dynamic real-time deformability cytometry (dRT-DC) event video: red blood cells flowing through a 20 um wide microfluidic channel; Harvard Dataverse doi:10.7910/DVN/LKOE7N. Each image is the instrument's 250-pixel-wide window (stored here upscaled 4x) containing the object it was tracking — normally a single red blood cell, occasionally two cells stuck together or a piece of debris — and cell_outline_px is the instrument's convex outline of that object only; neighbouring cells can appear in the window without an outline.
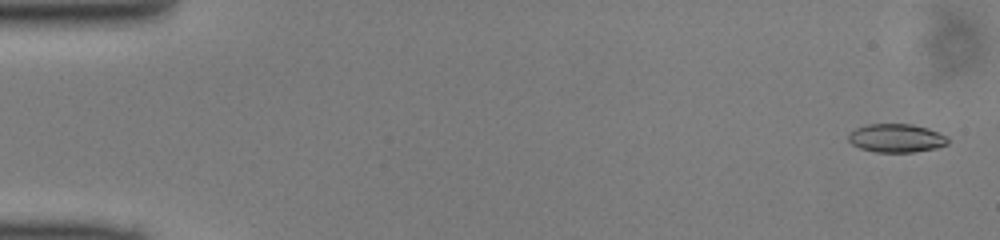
{"species": "common noctule bat (a hibernating species)", "species_latin": "Nyctalus noctula", "temperature_condition": "cold", "stored_images_in_passage": 49, "camera_frame_rate_fps": 3000, "um_per_image_px": 0.085, "animal": {"sex": "male", "body_mass_g": 13.0, "forearm_length_mm": 53.1}, "frame": {"image": 1, "passage_image": 2, "time_ms": 0.333, "image_size_px": [1000, 240], "cell_outline_px": [[948, 144], [936, 148], [912, 152], [876, 152], [860, 148], [852, 144], [848, 140], [848, 132], [856, 128], [868, 124], [912, 124], [928, 128], [948, 136]], "centroid_in_image_um": [76.18, 11.73], "position_along_channel_um": 8.8, "area_um2": 16.59}}
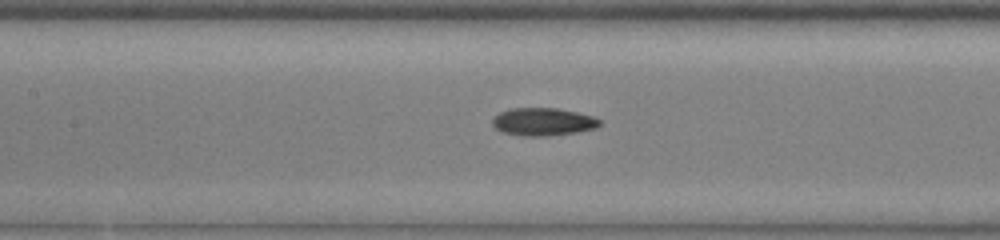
{"frame": {"image": 2, "passage_image": 23, "time_ms": 7.333, "image_size_px": [1000, 240], "cell_outline_px": [[600, 124], [596, 128], [576, 132], [544, 136], [520, 136], [504, 132], [496, 128], [492, 124], [492, 120], [500, 112], [508, 108], [556, 108], [596, 116], [600, 120]], "centroid_in_image_um": [46.17, 10.34], "position_along_channel_um": 161.2, "area_um2": 17.34}}
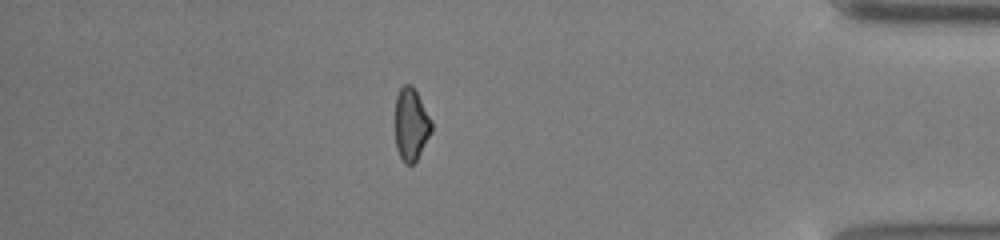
{"frame": {"image": 3, "passage_image": 43, "time_ms": 14.0, "image_size_px": [1000, 240], "cell_outline_px": [[432, 132], [416, 160], [412, 164], [404, 164], [396, 148], [396, 96], [400, 88], [404, 84], [412, 84], [432, 120]], "centroid_in_image_um": [34.95, 10.56], "position_along_channel_um": 400.2, "area_um2": 15.32}}